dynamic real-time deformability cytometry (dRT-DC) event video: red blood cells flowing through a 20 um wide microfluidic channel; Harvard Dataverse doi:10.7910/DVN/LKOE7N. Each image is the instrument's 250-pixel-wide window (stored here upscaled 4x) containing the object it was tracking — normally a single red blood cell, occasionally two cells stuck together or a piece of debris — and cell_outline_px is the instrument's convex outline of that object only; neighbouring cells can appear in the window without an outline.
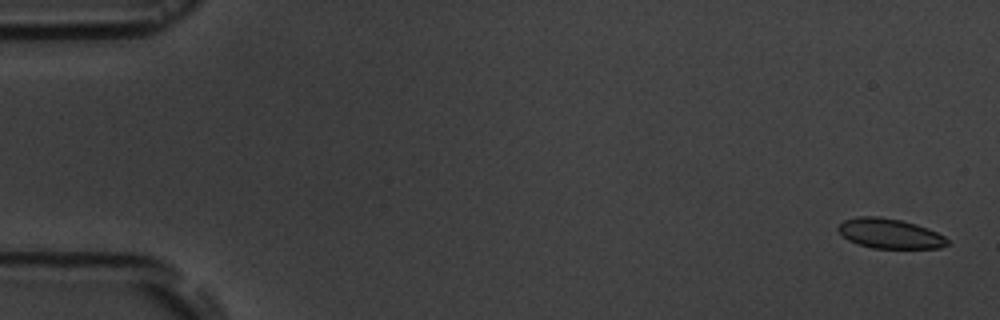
{"species": "common noctule bat (a hibernating species)", "species_latin": "Nyctalus noctula", "temperature_condition": "room temperature", "stored_images_in_passage": 15, "camera_frame_rate_fps": 3000, "um_per_image_px": 0.085, "animal": {"sex": "male", "body_mass_g": 19.5, "forearm_length_mm": 54.6}, "frame": {"image": 1, "passage_image": 1, "time_ms": 0.0, "image_size_px": [1000, 320], "cell_outline_px": [[948, 244], [940, 248], [872, 248], [848, 240], [836, 228], [844, 220], [860, 216], [880, 216], [900, 220], [916, 224], [928, 228], [944, 236], [948, 240]], "centroid_in_image_um": [75.64, 19.85], "position_along_channel_um": 9.4, "area_um2": 18.84}}
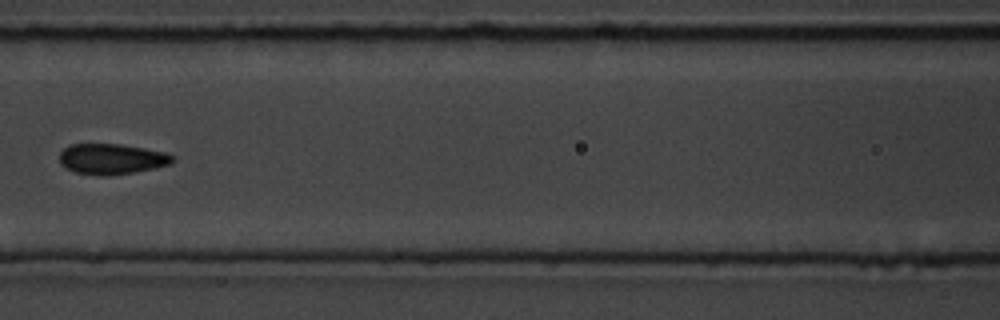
{"frame": {"image": 2, "passage_image": 7, "time_ms": 8.0, "image_size_px": [1000, 320], "cell_outline_px": [[172, 164], [156, 168], [108, 176], [100, 176], [76, 172], [64, 168], [60, 164], [60, 152], [68, 144], [120, 144], [144, 148], [164, 152], [172, 156]], "centroid_in_image_um": [9.45, 13.51], "position_along_channel_um": 157.1, "area_um2": 20.17}}
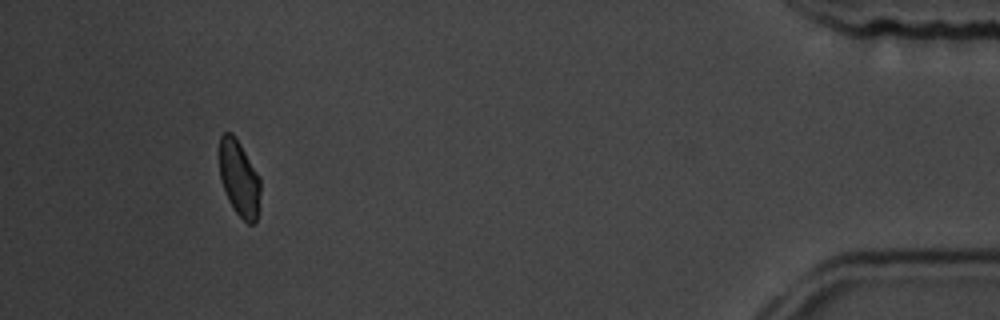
{"frame": {"image": 3, "passage_image": 14, "time_ms": 17.0, "image_size_px": [1000, 320], "cell_outline_px": [[260, 192], [256, 220], [252, 224], [248, 224], [232, 208], [228, 200], [220, 176], [220, 136], [224, 132], [232, 132], [236, 136], [256, 172], [260, 180]], "centroid_in_image_um": [20.32, 15.14], "position_along_channel_um": 414.9, "area_um2": 17.86}, "authors_computed_cell_mechanics": {"area_um2": 19.4208, "velocity_mm_per_s": 3.6108, "shape_relaxation_time_tau1_ms": 1.8853, "shape_relaxation_time_tau2_ms": 2.5264, "deformation_change_tau1": 0.069, "deformation_change_tau2": 0.0397}}